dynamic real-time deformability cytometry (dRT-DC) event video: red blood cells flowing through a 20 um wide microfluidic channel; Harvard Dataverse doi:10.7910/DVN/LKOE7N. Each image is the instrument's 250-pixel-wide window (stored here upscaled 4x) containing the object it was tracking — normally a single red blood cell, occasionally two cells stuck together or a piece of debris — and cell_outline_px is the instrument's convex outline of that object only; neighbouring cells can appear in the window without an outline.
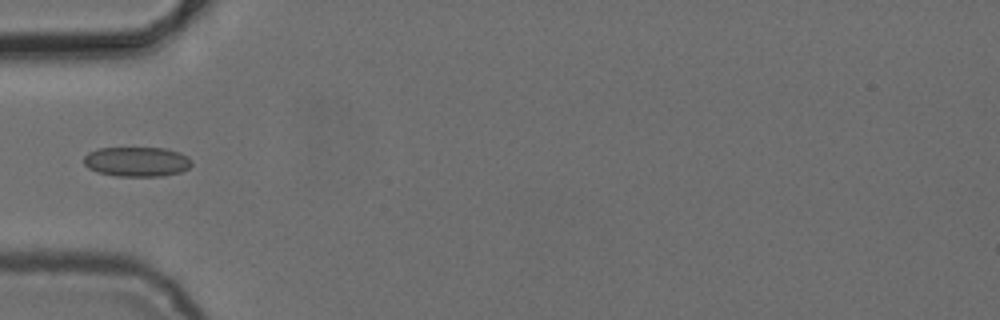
{"species": "common noctule bat (a hibernating species)", "species_latin": "Nyctalus noctula", "temperature_condition": "cold", "stored_images_in_passage": 6, "camera_frame_rate_fps": 3000, "um_per_image_px": 0.085, "animal": {"sex": "female", "body_mass_g": 24.6, "forearm_length_mm": 56.2}, "frame": {"image": 1, "passage_image": 5, "time_ms": 4.667, "image_size_px": [1000, 320], "cell_outline_px": [[192, 164], [188, 168], [180, 172], [160, 176], [116, 176], [96, 172], [88, 168], [84, 164], [84, 156], [88, 152], [100, 148], [164, 148], [180, 152], [188, 156], [192, 160]], "centroid_in_image_um": [11.63, 13.74], "position_along_channel_um": 73.4, "area_um2": 18.79}}
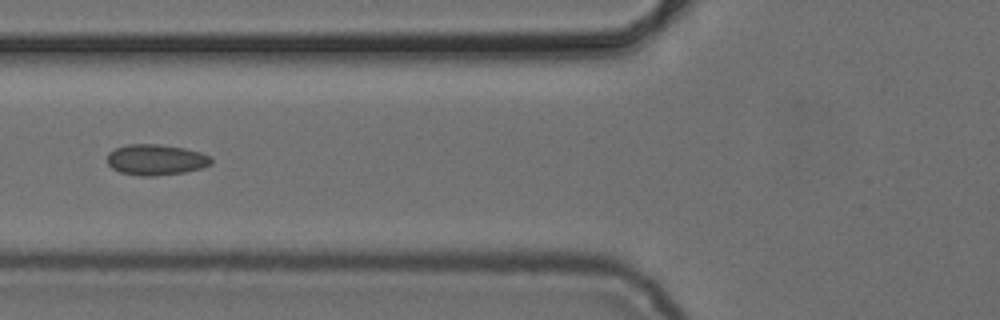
{"frame": {"image": 2, "passage_image": 6, "time_ms": 5.667, "image_size_px": [1000, 320], "cell_outline_px": [[212, 164], [200, 168], [184, 172], [156, 176], [140, 176], [120, 172], [112, 168], [108, 164], [108, 152], [116, 148], [128, 144], [156, 144], [184, 148], [200, 152], [212, 156]], "centroid_in_image_um": [13.26, 13.58], "position_along_channel_um": 112.5, "area_um2": 18.67}}